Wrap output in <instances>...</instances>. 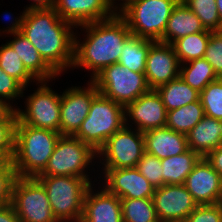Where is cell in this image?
Masks as SVG:
<instances>
[{"instance_id":"e575fe53","label":"cell","mask_w":222,"mask_h":222,"mask_svg":"<svg viewBox=\"0 0 222 222\" xmlns=\"http://www.w3.org/2000/svg\"><path fill=\"white\" fill-rule=\"evenodd\" d=\"M26 88H24L15 78L9 76L5 71L0 68V100L5 101L9 106L13 109H16L17 104H13V102L17 103V99L24 98V92Z\"/></svg>"},{"instance_id":"6da1fadb","label":"cell","mask_w":222,"mask_h":222,"mask_svg":"<svg viewBox=\"0 0 222 222\" xmlns=\"http://www.w3.org/2000/svg\"><path fill=\"white\" fill-rule=\"evenodd\" d=\"M75 28L74 24L63 20L54 7H47L27 10L21 33L61 77L73 66Z\"/></svg>"},{"instance_id":"1f68e13d","label":"cell","mask_w":222,"mask_h":222,"mask_svg":"<svg viewBox=\"0 0 222 222\" xmlns=\"http://www.w3.org/2000/svg\"><path fill=\"white\" fill-rule=\"evenodd\" d=\"M17 112L13 109L0 121V162H12L15 154Z\"/></svg>"},{"instance_id":"4fadbf2b","label":"cell","mask_w":222,"mask_h":222,"mask_svg":"<svg viewBox=\"0 0 222 222\" xmlns=\"http://www.w3.org/2000/svg\"><path fill=\"white\" fill-rule=\"evenodd\" d=\"M102 170V174L100 173V176L96 177L95 180L99 181L109 193L116 195L118 198H153L155 188L136 168ZM97 178H100V180H97Z\"/></svg>"},{"instance_id":"484cf974","label":"cell","mask_w":222,"mask_h":222,"mask_svg":"<svg viewBox=\"0 0 222 222\" xmlns=\"http://www.w3.org/2000/svg\"><path fill=\"white\" fill-rule=\"evenodd\" d=\"M205 116L201 100L167 111L166 127L187 134Z\"/></svg>"},{"instance_id":"74e56055","label":"cell","mask_w":222,"mask_h":222,"mask_svg":"<svg viewBox=\"0 0 222 222\" xmlns=\"http://www.w3.org/2000/svg\"><path fill=\"white\" fill-rule=\"evenodd\" d=\"M15 178L13 162H0V206L11 203L12 185Z\"/></svg>"},{"instance_id":"7402d4cb","label":"cell","mask_w":222,"mask_h":222,"mask_svg":"<svg viewBox=\"0 0 222 222\" xmlns=\"http://www.w3.org/2000/svg\"><path fill=\"white\" fill-rule=\"evenodd\" d=\"M186 137L188 148L203 158L222 145V121L204 116Z\"/></svg>"},{"instance_id":"8fae6325","label":"cell","mask_w":222,"mask_h":222,"mask_svg":"<svg viewBox=\"0 0 222 222\" xmlns=\"http://www.w3.org/2000/svg\"><path fill=\"white\" fill-rule=\"evenodd\" d=\"M11 204L21 222H58L44 186L35 177H16Z\"/></svg>"},{"instance_id":"7c38bea8","label":"cell","mask_w":222,"mask_h":222,"mask_svg":"<svg viewBox=\"0 0 222 222\" xmlns=\"http://www.w3.org/2000/svg\"><path fill=\"white\" fill-rule=\"evenodd\" d=\"M85 86H71L61 93L60 134L74 135L87 117L93 98L99 93L89 79Z\"/></svg>"},{"instance_id":"9c48e42d","label":"cell","mask_w":222,"mask_h":222,"mask_svg":"<svg viewBox=\"0 0 222 222\" xmlns=\"http://www.w3.org/2000/svg\"><path fill=\"white\" fill-rule=\"evenodd\" d=\"M49 82L35 83L37 88L24 98V109L17 106V123L60 133L61 94L53 90Z\"/></svg>"},{"instance_id":"5bb4252c","label":"cell","mask_w":222,"mask_h":222,"mask_svg":"<svg viewBox=\"0 0 222 222\" xmlns=\"http://www.w3.org/2000/svg\"><path fill=\"white\" fill-rule=\"evenodd\" d=\"M125 125L144 133L166 127V108L155 89H150L124 107Z\"/></svg>"},{"instance_id":"e0dca14e","label":"cell","mask_w":222,"mask_h":222,"mask_svg":"<svg viewBox=\"0 0 222 222\" xmlns=\"http://www.w3.org/2000/svg\"><path fill=\"white\" fill-rule=\"evenodd\" d=\"M198 205L222 203V177L203 157L183 184Z\"/></svg>"},{"instance_id":"2e32d148","label":"cell","mask_w":222,"mask_h":222,"mask_svg":"<svg viewBox=\"0 0 222 222\" xmlns=\"http://www.w3.org/2000/svg\"><path fill=\"white\" fill-rule=\"evenodd\" d=\"M144 73L150 89H156L177 79L180 73V63L173 45L150 40Z\"/></svg>"},{"instance_id":"ee69618b","label":"cell","mask_w":222,"mask_h":222,"mask_svg":"<svg viewBox=\"0 0 222 222\" xmlns=\"http://www.w3.org/2000/svg\"><path fill=\"white\" fill-rule=\"evenodd\" d=\"M13 108L9 106L5 101L0 100V121H2Z\"/></svg>"},{"instance_id":"f6af8a7d","label":"cell","mask_w":222,"mask_h":222,"mask_svg":"<svg viewBox=\"0 0 222 222\" xmlns=\"http://www.w3.org/2000/svg\"><path fill=\"white\" fill-rule=\"evenodd\" d=\"M216 5H217L220 20H222V0H216Z\"/></svg>"},{"instance_id":"f546056e","label":"cell","mask_w":222,"mask_h":222,"mask_svg":"<svg viewBox=\"0 0 222 222\" xmlns=\"http://www.w3.org/2000/svg\"><path fill=\"white\" fill-rule=\"evenodd\" d=\"M0 68L28 89L38 80L25 68L17 52L6 42L0 45ZM30 84V85H29Z\"/></svg>"},{"instance_id":"836d02e7","label":"cell","mask_w":222,"mask_h":222,"mask_svg":"<svg viewBox=\"0 0 222 222\" xmlns=\"http://www.w3.org/2000/svg\"><path fill=\"white\" fill-rule=\"evenodd\" d=\"M200 100L205 116L222 121V78L209 83L200 92Z\"/></svg>"},{"instance_id":"d4e9b609","label":"cell","mask_w":222,"mask_h":222,"mask_svg":"<svg viewBox=\"0 0 222 222\" xmlns=\"http://www.w3.org/2000/svg\"><path fill=\"white\" fill-rule=\"evenodd\" d=\"M166 111L200 100V92L189 86L180 76L155 89Z\"/></svg>"},{"instance_id":"7bdbcfd3","label":"cell","mask_w":222,"mask_h":222,"mask_svg":"<svg viewBox=\"0 0 222 222\" xmlns=\"http://www.w3.org/2000/svg\"><path fill=\"white\" fill-rule=\"evenodd\" d=\"M32 3L28 4L25 9H38V8H47L54 7L56 0H30Z\"/></svg>"},{"instance_id":"ac0fdd59","label":"cell","mask_w":222,"mask_h":222,"mask_svg":"<svg viewBox=\"0 0 222 222\" xmlns=\"http://www.w3.org/2000/svg\"><path fill=\"white\" fill-rule=\"evenodd\" d=\"M54 8L63 20L76 27L108 19L117 12L112 0H56Z\"/></svg>"},{"instance_id":"4dcf8cb0","label":"cell","mask_w":222,"mask_h":222,"mask_svg":"<svg viewBox=\"0 0 222 222\" xmlns=\"http://www.w3.org/2000/svg\"><path fill=\"white\" fill-rule=\"evenodd\" d=\"M123 222H160L153 198L120 199Z\"/></svg>"},{"instance_id":"52a82bcc","label":"cell","mask_w":222,"mask_h":222,"mask_svg":"<svg viewBox=\"0 0 222 222\" xmlns=\"http://www.w3.org/2000/svg\"><path fill=\"white\" fill-rule=\"evenodd\" d=\"M96 160L97 152L89 144L72 135H61L45 170L38 176L93 178L89 168L93 166L95 173Z\"/></svg>"},{"instance_id":"ba28073f","label":"cell","mask_w":222,"mask_h":222,"mask_svg":"<svg viewBox=\"0 0 222 222\" xmlns=\"http://www.w3.org/2000/svg\"><path fill=\"white\" fill-rule=\"evenodd\" d=\"M91 81L99 93L124 107L150 90L144 72L131 71L119 63L103 68Z\"/></svg>"},{"instance_id":"cb8c5ba5","label":"cell","mask_w":222,"mask_h":222,"mask_svg":"<svg viewBox=\"0 0 222 222\" xmlns=\"http://www.w3.org/2000/svg\"><path fill=\"white\" fill-rule=\"evenodd\" d=\"M201 158L199 154L188 149L183 154L161 159L162 186L184 184L186 177Z\"/></svg>"},{"instance_id":"603a6c76","label":"cell","mask_w":222,"mask_h":222,"mask_svg":"<svg viewBox=\"0 0 222 222\" xmlns=\"http://www.w3.org/2000/svg\"><path fill=\"white\" fill-rule=\"evenodd\" d=\"M203 31L209 30L205 29L200 18L180 0L167 21L161 42L172 45L179 38Z\"/></svg>"},{"instance_id":"ffe728a7","label":"cell","mask_w":222,"mask_h":222,"mask_svg":"<svg viewBox=\"0 0 222 222\" xmlns=\"http://www.w3.org/2000/svg\"><path fill=\"white\" fill-rule=\"evenodd\" d=\"M145 152L164 159L186 152L188 148L185 134L170 128H156L143 133Z\"/></svg>"},{"instance_id":"ab89813d","label":"cell","mask_w":222,"mask_h":222,"mask_svg":"<svg viewBox=\"0 0 222 222\" xmlns=\"http://www.w3.org/2000/svg\"><path fill=\"white\" fill-rule=\"evenodd\" d=\"M26 9L24 8L23 9V11L20 13V14H17V15H20V16H17V17H15L13 14H11V12L9 13V12H3V20L4 21H9L8 23V25L9 26H7L6 27V29L5 28H3V30L2 29H0V37H2V34L5 36V37H9V35H12V34H16V33H19V32H21V30H22V25H23V21H24V16H25V14H26ZM5 13V14H4ZM14 17V18H13ZM6 22V23H7ZM12 24V25H11ZM5 33V34H4ZM6 34L8 35V36H6Z\"/></svg>"},{"instance_id":"f35d334b","label":"cell","mask_w":222,"mask_h":222,"mask_svg":"<svg viewBox=\"0 0 222 222\" xmlns=\"http://www.w3.org/2000/svg\"><path fill=\"white\" fill-rule=\"evenodd\" d=\"M184 222H222V203L197 205Z\"/></svg>"},{"instance_id":"f1b7e54d","label":"cell","mask_w":222,"mask_h":222,"mask_svg":"<svg viewBox=\"0 0 222 222\" xmlns=\"http://www.w3.org/2000/svg\"><path fill=\"white\" fill-rule=\"evenodd\" d=\"M212 31H203L179 38L172 45L180 64L203 58Z\"/></svg>"},{"instance_id":"8d00e7d4","label":"cell","mask_w":222,"mask_h":222,"mask_svg":"<svg viewBox=\"0 0 222 222\" xmlns=\"http://www.w3.org/2000/svg\"><path fill=\"white\" fill-rule=\"evenodd\" d=\"M204 58L212 65L217 77L222 78V36L217 32L210 35Z\"/></svg>"},{"instance_id":"9a60e30c","label":"cell","mask_w":222,"mask_h":222,"mask_svg":"<svg viewBox=\"0 0 222 222\" xmlns=\"http://www.w3.org/2000/svg\"><path fill=\"white\" fill-rule=\"evenodd\" d=\"M153 202L160 222H184L198 205L183 184L155 188Z\"/></svg>"},{"instance_id":"4316f807","label":"cell","mask_w":222,"mask_h":222,"mask_svg":"<svg viewBox=\"0 0 222 222\" xmlns=\"http://www.w3.org/2000/svg\"><path fill=\"white\" fill-rule=\"evenodd\" d=\"M179 76L198 92L218 79L212 65L204 57L180 64Z\"/></svg>"},{"instance_id":"3957f363","label":"cell","mask_w":222,"mask_h":222,"mask_svg":"<svg viewBox=\"0 0 222 222\" xmlns=\"http://www.w3.org/2000/svg\"><path fill=\"white\" fill-rule=\"evenodd\" d=\"M61 134L16 123L13 165L16 177H37L46 168Z\"/></svg>"},{"instance_id":"d6986e66","label":"cell","mask_w":222,"mask_h":222,"mask_svg":"<svg viewBox=\"0 0 222 222\" xmlns=\"http://www.w3.org/2000/svg\"><path fill=\"white\" fill-rule=\"evenodd\" d=\"M97 184L86 193L80 222H123L120 198Z\"/></svg>"},{"instance_id":"d590c367","label":"cell","mask_w":222,"mask_h":222,"mask_svg":"<svg viewBox=\"0 0 222 222\" xmlns=\"http://www.w3.org/2000/svg\"><path fill=\"white\" fill-rule=\"evenodd\" d=\"M135 168L154 188L162 186L163 169L159 158L145 152Z\"/></svg>"},{"instance_id":"8992f818","label":"cell","mask_w":222,"mask_h":222,"mask_svg":"<svg viewBox=\"0 0 222 222\" xmlns=\"http://www.w3.org/2000/svg\"><path fill=\"white\" fill-rule=\"evenodd\" d=\"M124 125V106L98 93L91 102L87 117L73 136L97 152Z\"/></svg>"},{"instance_id":"7a4b0ae2","label":"cell","mask_w":222,"mask_h":222,"mask_svg":"<svg viewBox=\"0 0 222 222\" xmlns=\"http://www.w3.org/2000/svg\"><path fill=\"white\" fill-rule=\"evenodd\" d=\"M77 29L84 35L83 41ZM131 36L125 20L117 12L108 19L77 26L71 70L86 69L91 73V80L103 68L118 62L123 45Z\"/></svg>"},{"instance_id":"44dd1931","label":"cell","mask_w":222,"mask_h":222,"mask_svg":"<svg viewBox=\"0 0 222 222\" xmlns=\"http://www.w3.org/2000/svg\"><path fill=\"white\" fill-rule=\"evenodd\" d=\"M9 36L12 39L10 38L11 41L9 40L7 43L17 52L25 68L38 81H50L53 83V80L59 79V76L45 63L37 49L23 33L19 32Z\"/></svg>"},{"instance_id":"30bf717a","label":"cell","mask_w":222,"mask_h":222,"mask_svg":"<svg viewBox=\"0 0 222 222\" xmlns=\"http://www.w3.org/2000/svg\"><path fill=\"white\" fill-rule=\"evenodd\" d=\"M144 153L143 133L124 125L97 151V166L102 165V169L135 168Z\"/></svg>"},{"instance_id":"b9f144b4","label":"cell","mask_w":222,"mask_h":222,"mask_svg":"<svg viewBox=\"0 0 222 222\" xmlns=\"http://www.w3.org/2000/svg\"><path fill=\"white\" fill-rule=\"evenodd\" d=\"M0 222H21L11 203L0 206Z\"/></svg>"},{"instance_id":"7dc6e473","label":"cell","mask_w":222,"mask_h":222,"mask_svg":"<svg viewBox=\"0 0 222 222\" xmlns=\"http://www.w3.org/2000/svg\"><path fill=\"white\" fill-rule=\"evenodd\" d=\"M219 35H222V20L220 21V26L218 30L216 31Z\"/></svg>"},{"instance_id":"83f0119b","label":"cell","mask_w":222,"mask_h":222,"mask_svg":"<svg viewBox=\"0 0 222 222\" xmlns=\"http://www.w3.org/2000/svg\"><path fill=\"white\" fill-rule=\"evenodd\" d=\"M150 49V40L131 36L123 45L117 63L134 72H144L146 59Z\"/></svg>"},{"instance_id":"5b68a950","label":"cell","mask_w":222,"mask_h":222,"mask_svg":"<svg viewBox=\"0 0 222 222\" xmlns=\"http://www.w3.org/2000/svg\"><path fill=\"white\" fill-rule=\"evenodd\" d=\"M180 0H128L117 13L125 20L132 36L161 41L174 7Z\"/></svg>"},{"instance_id":"d6a6232c","label":"cell","mask_w":222,"mask_h":222,"mask_svg":"<svg viewBox=\"0 0 222 222\" xmlns=\"http://www.w3.org/2000/svg\"><path fill=\"white\" fill-rule=\"evenodd\" d=\"M184 4L200 18L206 30L216 32L220 26V17L216 0H182Z\"/></svg>"},{"instance_id":"277c9868","label":"cell","mask_w":222,"mask_h":222,"mask_svg":"<svg viewBox=\"0 0 222 222\" xmlns=\"http://www.w3.org/2000/svg\"><path fill=\"white\" fill-rule=\"evenodd\" d=\"M35 178L44 186L52 213L58 222L81 221L86 193L95 184V180L75 176Z\"/></svg>"},{"instance_id":"60d3db41","label":"cell","mask_w":222,"mask_h":222,"mask_svg":"<svg viewBox=\"0 0 222 222\" xmlns=\"http://www.w3.org/2000/svg\"><path fill=\"white\" fill-rule=\"evenodd\" d=\"M211 167L222 177V145L204 157Z\"/></svg>"},{"instance_id":"bcb514c9","label":"cell","mask_w":222,"mask_h":222,"mask_svg":"<svg viewBox=\"0 0 222 222\" xmlns=\"http://www.w3.org/2000/svg\"><path fill=\"white\" fill-rule=\"evenodd\" d=\"M118 1V2H117ZM128 0H112V3L116 9H118L123 3ZM120 2V3H119Z\"/></svg>"}]
</instances>
